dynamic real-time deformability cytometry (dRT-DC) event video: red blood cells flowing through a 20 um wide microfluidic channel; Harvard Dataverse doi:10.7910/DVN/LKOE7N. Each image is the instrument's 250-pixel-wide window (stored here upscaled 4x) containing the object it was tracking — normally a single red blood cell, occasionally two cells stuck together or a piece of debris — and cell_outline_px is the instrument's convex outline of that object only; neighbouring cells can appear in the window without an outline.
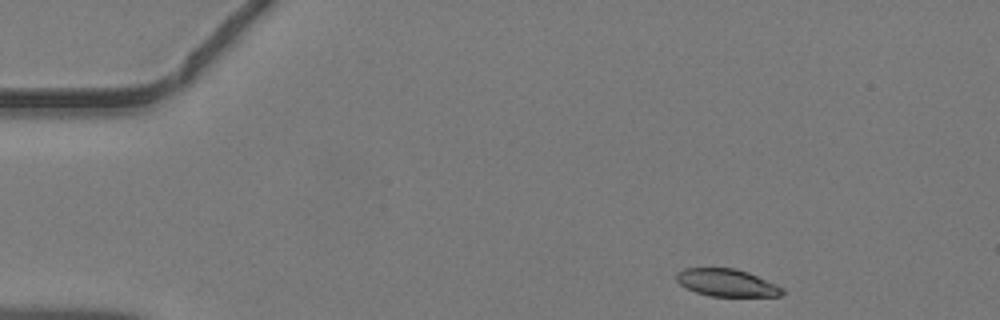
{"species": "common noctule bat (a hibernating species)", "species_latin": "Nyctalus noctula", "temperature_condition": "warm", "stored_images_in_passage": 40, "camera_frame_rate_fps": 3000, "um_per_image_px": 0.085, "animal": {"sex": "male", "body_mass_g": 19.2, "forearm_length_mm": 51.8}, "frame": {"image": 1, "passage_image": 1, "time_ms": 0.0, "image_size_px": [1000, 320], "cell_outline_px": [[784, 292], [780, 296], [712, 296], [696, 292], [680, 284], [676, 280], [676, 272], [684, 268], [736, 268], [748, 272], [776, 284], [784, 288]], "centroid_in_image_um": [61.78, 24.02], "position_along_channel_um": 23.2, "area_um2": 16.88}}
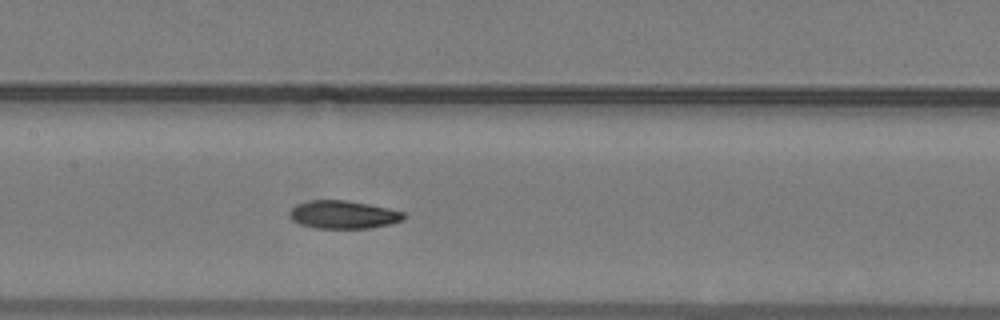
{"frame": {"image": 2, "passage_image": 17, "time_ms": 5.333, "image_size_px": [1000, 320], "cell_outline_px": [[404, 220], [392, 224], [372, 228], [316, 228], [300, 224], [292, 220], [288, 216], [288, 212], [296, 204], [308, 200], [344, 200], [368, 204], [388, 208], [404, 212]], "centroid_in_image_um": [29.16, 18.25], "position_along_channel_um": 178.2, "area_um2": 18.79}}
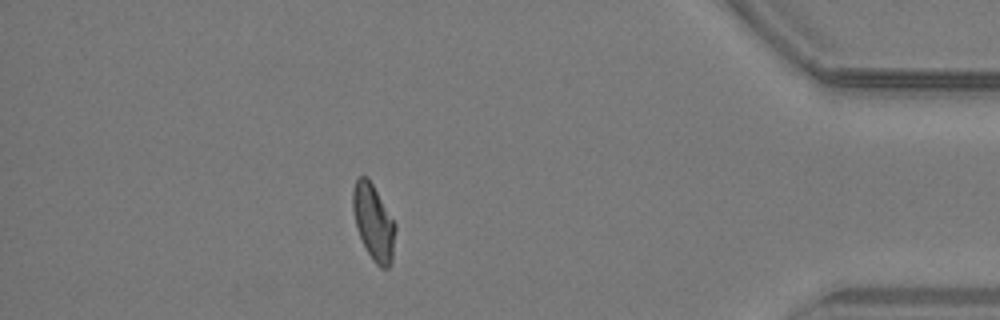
{"frame": {"image": 3, "passage_image": 35, "time_ms": 11.333, "image_size_px": [1000, 320], "cell_outline_px": [[396, 228], [392, 260], [388, 268], [380, 268], [372, 260], [356, 228], [352, 208], [352, 192], [356, 180], [360, 176], [364, 176], [372, 184], [396, 224]], "centroid_in_image_um": [31.75, 18.92], "position_along_channel_um": 403.5, "area_um2": 18.55}}